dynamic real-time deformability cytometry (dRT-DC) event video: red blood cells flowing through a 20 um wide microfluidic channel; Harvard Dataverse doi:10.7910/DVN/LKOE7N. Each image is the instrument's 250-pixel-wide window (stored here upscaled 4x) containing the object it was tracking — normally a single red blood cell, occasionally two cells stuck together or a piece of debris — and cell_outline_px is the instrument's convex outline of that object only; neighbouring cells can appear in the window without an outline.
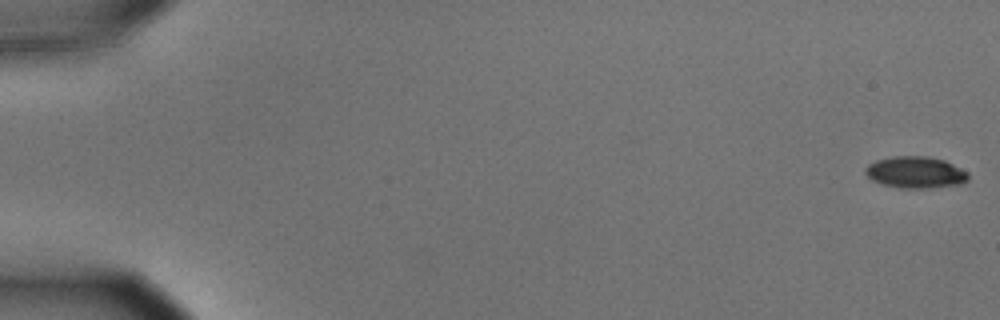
{"species": "common noctule bat (a hibernating species)", "species_latin": "Nyctalus noctula", "temperature_condition": "cold", "stored_images_in_passage": 57, "camera_frame_rate_fps": 3000, "um_per_image_px": 0.085, "animal": {"sex": "male", "body_mass_g": 15.6}, "frame": {"image": 1, "passage_image": 1, "time_ms": 0.0, "image_size_px": [1000, 320], "cell_outline_px": [[968, 180], [960, 184], [928, 188], [900, 188], [880, 184], [872, 180], [864, 172], [864, 168], [868, 164], [876, 160], [892, 156], [928, 156], [944, 160], [968, 172]], "centroid_in_image_um": [77.78, 14.65], "position_along_channel_um": 7.2, "area_um2": 19.07}}
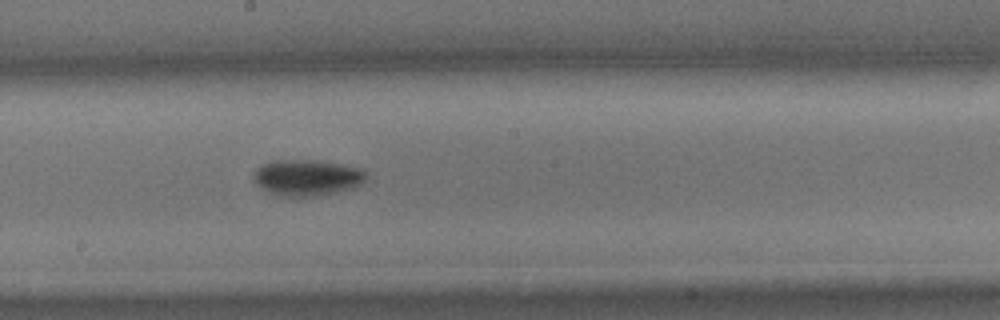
{"frame": {"image": 2, "passage_image": 32, "time_ms": 10.333, "image_size_px": [1000, 320], "cell_outline_px": [[368, 172], [364, 180], [360, 184], [352, 188], [316, 196], [284, 196], [272, 192], [256, 184], [252, 176], [252, 172], [260, 164], [272, 160], [320, 160], [344, 164], [364, 168]], "centroid_in_image_um": [26.11, 15.06], "position_along_channel_um": 222.1, "area_um2": 23.87}}
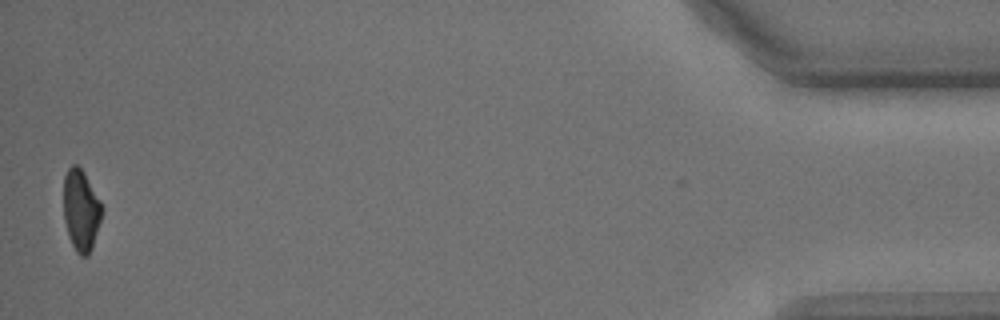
{"frame": {"image": 3, "passage_image": 56, "time_ms": 18.333, "image_size_px": [1000, 320], "cell_outline_px": [[104, 208], [92, 248], [88, 256], [80, 256], [76, 252], [68, 236], [64, 220], [64, 176], [68, 168], [72, 164], [76, 164], [84, 172], [100, 200]], "centroid_in_image_um": [6.89, 17.87], "position_along_channel_um": 428.3, "area_um2": 18.26}, "authors_computed_cell_mechanics": {"area_um2": 20.23, "velocity_mm_per_s": 3.6186, "shape_relaxation_time_tau1_ms": 2.6146, "shape_relaxation_time_tau2_ms": null, "deformation_change_tau1": 0.1107, "deformation_change_tau2": null}}